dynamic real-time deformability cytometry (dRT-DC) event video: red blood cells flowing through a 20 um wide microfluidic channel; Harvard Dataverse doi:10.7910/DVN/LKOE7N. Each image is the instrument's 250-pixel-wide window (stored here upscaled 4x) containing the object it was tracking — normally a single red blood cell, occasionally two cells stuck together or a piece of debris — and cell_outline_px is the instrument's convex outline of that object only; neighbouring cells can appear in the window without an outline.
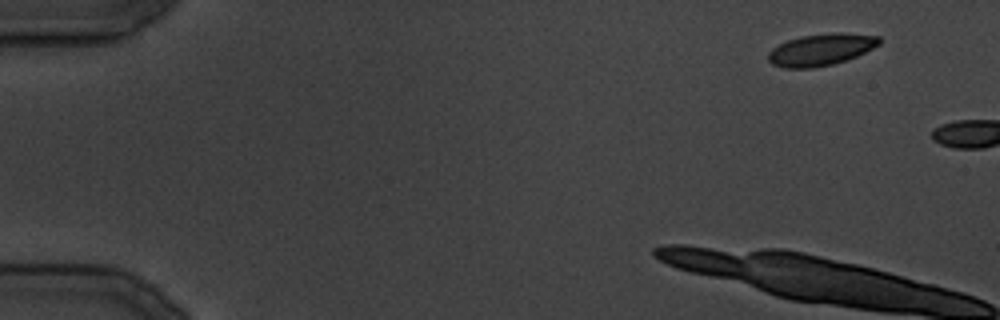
{"species": "common noctule bat (a hibernating species)", "species_latin": "Nyctalus noctula", "temperature_condition": "cold", "stored_images_in_passage": 3, "camera_frame_rate_fps": 3000, "um_per_image_px": 0.085, "animal": {"sex": "male", "body_mass_g": 19.5, "forearm_length_mm": 54.6}, "frame": {"image": 1, "passage_image": 1, "time_ms": 0.0, "image_size_px": [1000, 320], "cell_outline_px": [[880, 44], [856, 56], [832, 64], [816, 68], [784, 68], [772, 64], [768, 60], [768, 52], [772, 48], [788, 40], [800, 36], [836, 32], [844, 32], [880, 36]], "centroid_in_image_um": [69.77, 4.21], "position_along_channel_um": 15.2, "area_um2": 20.58}}